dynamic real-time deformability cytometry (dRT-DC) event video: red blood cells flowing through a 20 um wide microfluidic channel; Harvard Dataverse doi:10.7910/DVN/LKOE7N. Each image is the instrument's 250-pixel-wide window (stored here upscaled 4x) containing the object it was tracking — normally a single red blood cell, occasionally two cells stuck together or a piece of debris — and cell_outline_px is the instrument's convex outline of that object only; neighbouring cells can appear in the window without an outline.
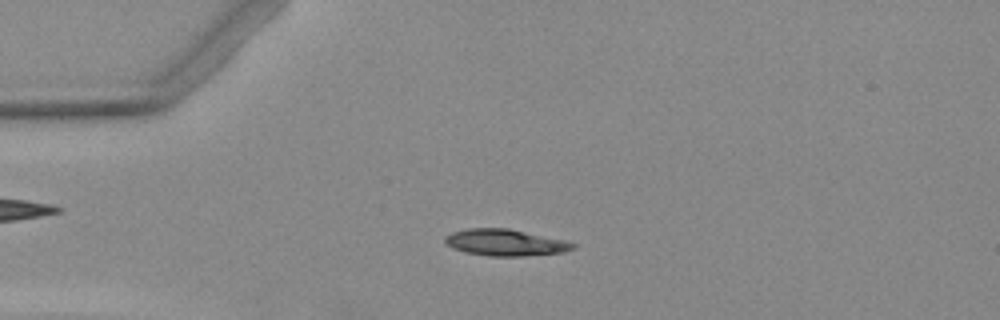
{"species": "Egyptian fruit bat (a non-hibernating species)", "species_latin": "Rousettus aegyptiacus", "temperature_condition": "warm", "stored_images_in_passage": 4, "camera_frame_rate_fps": 3000, "um_per_image_px": 0.085, "animal": {"sex": "female"}, "frame": {"image": 1, "passage_image": 3, "time_ms": 2.333, "image_size_px": [1000, 320], "cell_outline_px": [[576, 248], [564, 252], [524, 256], [488, 256], [464, 252], [452, 248], [444, 244], [444, 236], [452, 232], [468, 228], [508, 228], [564, 240], [576, 244]], "centroid_in_image_um": [42.91, 20.62], "position_along_channel_um": 42.1, "area_um2": 19.94}}